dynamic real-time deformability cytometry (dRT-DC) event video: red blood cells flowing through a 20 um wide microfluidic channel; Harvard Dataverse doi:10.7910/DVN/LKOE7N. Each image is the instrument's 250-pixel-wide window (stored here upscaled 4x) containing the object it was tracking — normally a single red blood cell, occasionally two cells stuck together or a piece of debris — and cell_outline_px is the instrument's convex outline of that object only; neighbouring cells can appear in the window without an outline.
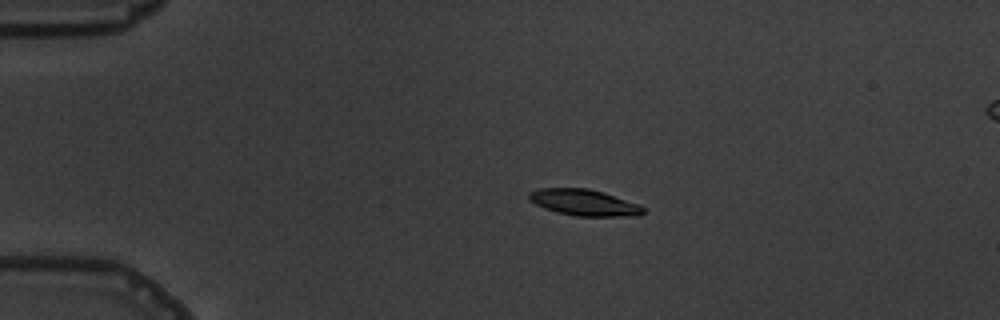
{"species": "common noctule bat (a hibernating species)", "species_latin": "Nyctalus noctula", "temperature_condition": "warm", "stored_images_in_passage": 8, "camera_frame_rate_fps": 3000, "um_per_image_px": 0.085, "animal": {"sex": "male", "body_mass_g": 19.5, "forearm_length_mm": 54.6}, "frame": {"image": 1, "passage_image": 4, "time_ms": 3.667, "image_size_px": [1000, 320], "cell_outline_px": [[644, 212], [640, 216], [576, 216], [556, 212], [544, 208], [528, 200], [528, 192], [540, 188], [588, 188], [604, 192], [640, 204], [644, 208]], "centroid_in_image_um": [49.65, 17.21], "position_along_channel_um": 35.3, "area_um2": 17.69}}